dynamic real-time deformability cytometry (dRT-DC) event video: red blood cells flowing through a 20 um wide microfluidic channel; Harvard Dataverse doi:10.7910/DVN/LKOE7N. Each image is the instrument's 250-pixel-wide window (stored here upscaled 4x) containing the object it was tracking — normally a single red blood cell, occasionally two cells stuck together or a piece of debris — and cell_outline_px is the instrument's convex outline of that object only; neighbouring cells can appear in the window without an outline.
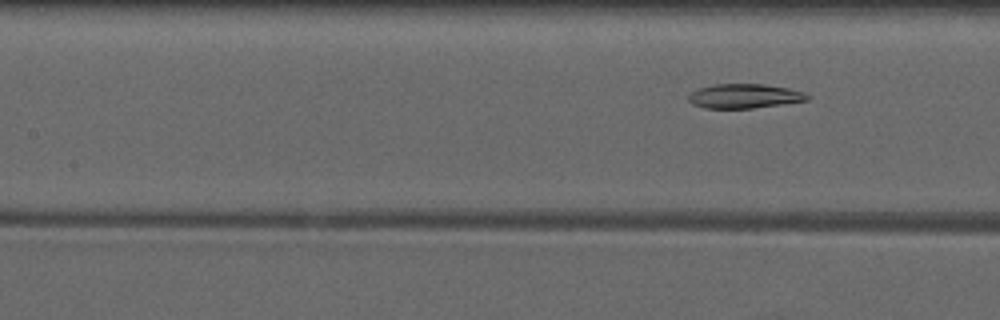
{"species": "common noctule bat (a hibernating species)", "species_latin": "Nyctalus noctula", "temperature_condition": "warm", "stored_images_in_passage": 6, "camera_frame_rate_fps": 3000, "um_per_image_px": 0.085, "animal": {"sex": "male", "forearm_length_mm": 52.5}, "frame": {"image": 1, "passage_image": 6, "time_ms": 6.0, "image_size_px": [1000, 320], "cell_outline_px": [[808, 100], [752, 108], [704, 108], [692, 104], [688, 100], [688, 96], [692, 92], [700, 88], [716, 84], [764, 84], [788, 88], [804, 92], [808, 96]], "centroid_in_image_um": [63.25, 8.16], "position_along_channel_um": 144.2, "area_um2": 16.65}}